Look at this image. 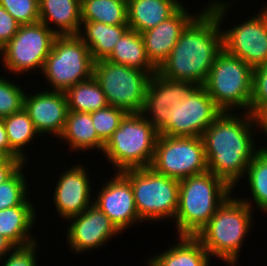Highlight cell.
Returning <instances> with one entry per match:
<instances>
[{"label": "cell", "instance_id": "obj_1", "mask_svg": "<svg viewBox=\"0 0 267 266\" xmlns=\"http://www.w3.org/2000/svg\"><path fill=\"white\" fill-rule=\"evenodd\" d=\"M227 2V3H226ZM211 0L186 26L166 61L157 72L165 78L203 85L223 50L222 25L229 2ZM223 23V24H222Z\"/></svg>", "mask_w": 267, "mask_h": 266}, {"label": "cell", "instance_id": "obj_2", "mask_svg": "<svg viewBox=\"0 0 267 266\" xmlns=\"http://www.w3.org/2000/svg\"><path fill=\"white\" fill-rule=\"evenodd\" d=\"M239 113L222 112L201 136L208 170L233 190L245 177L254 155L262 148L255 145L253 136L254 130L255 133L259 131L256 116L249 112Z\"/></svg>", "mask_w": 267, "mask_h": 266}, {"label": "cell", "instance_id": "obj_3", "mask_svg": "<svg viewBox=\"0 0 267 266\" xmlns=\"http://www.w3.org/2000/svg\"><path fill=\"white\" fill-rule=\"evenodd\" d=\"M233 189L207 171L179 180L178 208L173 222L178 236H197Z\"/></svg>", "mask_w": 267, "mask_h": 266}, {"label": "cell", "instance_id": "obj_4", "mask_svg": "<svg viewBox=\"0 0 267 266\" xmlns=\"http://www.w3.org/2000/svg\"><path fill=\"white\" fill-rule=\"evenodd\" d=\"M230 195L216 210L208 224L197 234L210 257L229 265L239 261L244 239L253 225V210L240 197ZM233 197V198H232Z\"/></svg>", "mask_w": 267, "mask_h": 266}, {"label": "cell", "instance_id": "obj_5", "mask_svg": "<svg viewBox=\"0 0 267 266\" xmlns=\"http://www.w3.org/2000/svg\"><path fill=\"white\" fill-rule=\"evenodd\" d=\"M158 136L141 113H128L104 144L102 154L115 172L147 168L152 164Z\"/></svg>", "mask_w": 267, "mask_h": 266}, {"label": "cell", "instance_id": "obj_6", "mask_svg": "<svg viewBox=\"0 0 267 266\" xmlns=\"http://www.w3.org/2000/svg\"><path fill=\"white\" fill-rule=\"evenodd\" d=\"M252 81L253 69L223 49L202 86L222 112H238L237 109L249 112Z\"/></svg>", "mask_w": 267, "mask_h": 266}, {"label": "cell", "instance_id": "obj_7", "mask_svg": "<svg viewBox=\"0 0 267 266\" xmlns=\"http://www.w3.org/2000/svg\"><path fill=\"white\" fill-rule=\"evenodd\" d=\"M122 173L130 180L142 223L174 220L178 208L179 180L158 174L151 167L128 169Z\"/></svg>", "mask_w": 267, "mask_h": 266}, {"label": "cell", "instance_id": "obj_8", "mask_svg": "<svg viewBox=\"0 0 267 266\" xmlns=\"http://www.w3.org/2000/svg\"><path fill=\"white\" fill-rule=\"evenodd\" d=\"M94 63L90 49L78 35L57 36L41 72L52 87L46 89L65 92L92 77Z\"/></svg>", "mask_w": 267, "mask_h": 266}, {"label": "cell", "instance_id": "obj_9", "mask_svg": "<svg viewBox=\"0 0 267 266\" xmlns=\"http://www.w3.org/2000/svg\"><path fill=\"white\" fill-rule=\"evenodd\" d=\"M153 74L105 59L96 61L93 71V77L102 88L108 105L127 113L142 112L147 86Z\"/></svg>", "mask_w": 267, "mask_h": 266}, {"label": "cell", "instance_id": "obj_10", "mask_svg": "<svg viewBox=\"0 0 267 266\" xmlns=\"http://www.w3.org/2000/svg\"><path fill=\"white\" fill-rule=\"evenodd\" d=\"M57 34L42 22L20 25L13 38L1 49L2 64L16 76L41 72Z\"/></svg>", "mask_w": 267, "mask_h": 266}, {"label": "cell", "instance_id": "obj_11", "mask_svg": "<svg viewBox=\"0 0 267 266\" xmlns=\"http://www.w3.org/2000/svg\"><path fill=\"white\" fill-rule=\"evenodd\" d=\"M150 167L177 180L209 171L202 137L159 135Z\"/></svg>", "mask_w": 267, "mask_h": 266}, {"label": "cell", "instance_id": "obj_12", "mask_svg": "<svg viewBox=\"0 0 267 266\" xmlns=\"http://www.w3.org/2000/svg\"><path fill=\"white\" fill-rule=\"evenodd\" d=\"M250 17L221 30L223 49L254 69L267 64V6Z\"/></svg>", "mask_w": 267, "mask_h": 266}, {"label": "cell", "instance_id": "obj_13", "mask_svg": "<svg viewBox=\"0 0 267 266\" xmlns=\"http://www.w3.org/2000/svg\"><path fill=\"white\" fill-rule=\"evenodd\" d=\"M197 86L188 81L165 78L156 72L149 80L141 114L162 135L173 124L178 101L188 97Z\"/></svg>", "mask_w": 267, "mask_h": 266}, {"label": "cell", "instance_id": "obj_14", "mask_svg": "<svg viewBox=\"0 0 267 266\" xmlns=\"http://www.w3.org/2000/svg\"><path fill=\"white\" fill-rule=\"evenodd\" d=\"M177 104L173 124L162 135L201 137L222 113L202 85L197 86L188 97Z\"/></svg>", "mask_w": 267, "mask_h": 266}, {"label": "cell", "instance_id": "obj_15", "mask_svg": "<svg viewBox=\"0 0 267 266\" xmlns=\"http://www.w3.org/2000/svg\"><path fill=\"white\" fill-rule=\"evenodd\" d=\"M68 220L69 228L65 230L67 247L76 255L99 249L121 234L110 218L94 204Z\"/></svg>", "mask_w": 267, "mask_h": 266}, {"label": "cell", "instance_id": "obj_16", "mask_svg": "<svg viewBox=\"0 0 267 266\" xmlns=\"http://www.w3.org/2000/svg\"><path fill=\"white\" fill-rule=\"evenodd\" d=\"M110 180L104 182L93 198V204L102 210L121 232L129 230L136 223H142L136 210L130 180L122 173L115 172ZM124 230V231H123Z\"/></svg>", "mask_w": 267, "mask_h": 266}, {"label": "cell", "instance_id": "obj_17", "mask_svg": "<svg viewBox=\"0 0 267 266\" xmlns=\"http://www.w3.org/2000/svg\"><path fill=\"white\" fill-rule=\"evenodd\" d=\"M83 164L79 163L62 170L54 186L53 202L57 214L63 219L79 215L93 204L90 175ZM91 186V187H90Z\"/></svg>", "mask_w": 267, "mask_h": 266}, {"label": "cell", "instance_id": "obj_18", "mask_svg": "<svg viewBox=\"0 0 267 266\" xmlns=\"http://www.w3.org/2000/svg\"><path fill=\"white\" fill-rule=\"evenodd\" d=\"M40 92L24 96L23 108L28 112L40 136L48 133L60 137L63 133L68 113L67 98L64 91L42 89ZM45 90V91H44ZM45 134V135H44Z\"/></svg>", "mask_w": 267, "mask_h": 266}, {"label": "cell", "instance_id": "obj_19", "mask_svg": "<svg viewBox=\"0 0 267 266\" xmlns=\"http://www.w3.org/2000/svg\"><path fill=\"white\" fill-rule=\"evenodd\" d=\"M195 14L190 13L183 5L169 19L141 33L146 55L157 70L170 55L183 30L198 15L196 12Z\"/></svg>", "mask_w": 267, "mask_h": 266}, {"label": "cell", "instance_id": "obj_20", "mask_svg": "<svg viewBox=\"0 0 267 266\" xmlns=\"http://www.w3.org/2000/svg\"><path fill=\"white\" fill-rule=\"evenodd\" d=\"M39 21L57 36L78 35L82 25L81 1L39 0ZM53 24L55 28L50 26Z\"/></svg>", "mask_w": 267, "mask_h": 266}, {"label": "cell", "instance_id": "obj_21", "mask_svg": "<svg viewBox=\"0 0 267 266\" xmlns=\"http://www.w3.org/2000/svg\"><path fill=\"white\" fill-rule=\"evenodd\" d=\"M30 200L27 199L19 206L0 210V235L5 236L15 246H25L38 241V238L32 235V228L37 223V211L34 202Z\"/></svg>", "mask_w": 267, "mask_h": 266}, {"label": "cell", "instance_id": "obj_22", "mask_svg": "<svg viewBox=\"0 0 267 266\" xmlns=\"http://www.w3.org/2000/svg\"><path fill=\"white\" fill-rule=\"evenodd\" d=\"M182 6L179 0H132L127 5L129 28L145 32L169 19Z\"/></svg>", "mask_w": 267, "mask_h": 266}, {"label": "cell", "instance_id": "obj_23", "mask_svg": "<svg viewBox=\"0 0 267 266\" xmlns=\"http://www.w3.org/2000/svg\"><path fill=\"white\" fill-rule=\"evenodd\" d=\"M176 242L147 262L152 266H210V255L196 236H178Z\"/></svg>", "mask_w": 267, "mask_h": 266}, {"label": "cell", "instance_id": "obj_24", "mask_svg": "<svg viewBox=\"0 0 267 266\" xmlns=\"http://www.w3.org/2000/svg\"><path fill=\"white\" fill-rule=\"evenodd\" d=\"M58 139L68 143L69 151L73 152L91 151L95 148L103 152L105 144L96 133L91 113L87 112L68 111L63 133Z\"/></svg>", "mask_w": 267, "mask_h": 266}, {"label": "cell", "instance_id": "obj_25", "mask_svg": "<svg viewBox=\"0 0 267 266\" xmlns=\"http://www.w3.org/2000/svg\"><path fill=\"white\" fill-rule=\"evenodd\" d=\"M84 29V30H83ZM129 25H107L101 22L82 21L78 36L90 49L93 60L106 59Z\"/></svg>", "mask_w": 267, "mask_h": 266}, {"label": "cell", "instance_id": "obj_26", "mask_svg": "<svg viewBox=\"0 0 267 266\" xmlns=\"http://www.w3.org/2000/svg\"><path fill=\"white\" fill-rule=\"evenodd\" d=\"M105 60L138 68L147 73L157 72L146 55L141 33L130 28L117 41L113 51Z\"/></svg>", "mask_w": 267, "mask_h": 266}, {"label": "cell", "instance_id": "obj_27", "mask_svg": "<svg viewBox=\"0 0 267 266\" xmlns=\"http://www.w3.org/2000/svg\"><path fill=\"white\" fill-rule=\"evenodd\" d=\"M68 111L92 113L108 106L102 88L92 76L65 91Z\"/></svg>", "mask_w": 267, "mask_h": 266}, {"label": "cell", "instance_id": "obj_28", "mask_svg": "<svg viewBox=\"0 0 267 266\" xmlns=\"http://www.w3.org/2000/svg\"><path fill=\"white\" fill-rule=\"evenodd\" d=\"M10 148L25 162H28V156L25 154V146L28 147L36 136H40L28 112L22 108L20 111L15 112L2 119ZM27 156V157H26ZM27 160V161H26Z\"/></svg>", "mask_w": 267, "mask_h": 266}, {"label": "cell", "instance_id": "obj_29", "mask_svg": "<svg viewBox=\"0 0 267 266\" xmlns=\"http://www.w3.org/2000/svg\"><path fill=\"white\" fill-rule=\"evenodd\" d=\"M245 180L248 181L250 194L252 195L249 200L246 198L241 199L252 209L253 205L259 211L267 214V149L262 146L259 151L252 158L246 174ZM252 199V200H251ZM252 201V202H251Z\"/></svg>", "mask_w": 267, "mask_h": 266}, {"label": "cell", "instance_id": "obj_30", "mask_svg": "<svg viewBox=\"0 0 267 266\" xmlns=\"http://www.w3.org/2000/svg\"><path fill=\"white\" fill-rule=\"evenodd\" d=\"M81 21L128 25L127 4L120 0H83Z\"/></svg>", "mask_w": 267, "mask_h": 266}, {"label": "cell", "instance_id": "obj_31", "mask_svg": "<svg viewBox=\"0 0 267 266\" xmlns=\"http://www.w3.org/2000/svg\"><path fill=\"white\" fill-rule=\"evenodd\" d=\"M24 163L8 180L0 184V210L23 204L28 199L29 184L26 182ZM28 191V192H27Z\"/></svg>", "mask_w": 267, "mask_h": 266}, {"label": "cell", "instance_id": "obj_32", "mask_svg": "<svg viewBox=\"0 0 267 266\" xmlns=\"http://www.w3.org/2000/svg\"><path fill=\"white\" fill-rule=\"evenodd\" d=\"M127 114L123 109L109 105L92 112L91 118L98 137L106 143Z\"/></svg>", "mask_w": 267, "mask_h": 266}, {"label": "cell", "instance_id": "obj_33", "mask_svg": "<svg viewBox=\"0 0 267 266\" xmlns=\"http://www.w3.org/2000/svg\"><path fill=\"white\" fill-rule=\"evenodd\" d=\"M1 76L3 74L0 75V119H3L23 108L26 91L18 83Z\"/></svg>", "mask_w": 267, "mask_h": 266}, {"label": "cell", "instance_id": "obj_34", "mask_svg": "<svg viewBox=\"0 0 267 266\" xmlns=\"http://www.w3.org/2000/svg\"><path fill=\"white\" fill-rule=\"evenodd\" d=\"M0 5L20 25L39 22V0H0Z\"/></svg>", "mask_w": 267, "mask_h": 266}, {"label": "cell", "instance_id": "obj_35", "mask_svg": "<svg viewBox=\"0 0 267 266\" xmlns=\"http://www.w3.org/2000/svg\"><path fill=\"white\" fill-rule=\"evenodd\" d=\"M267 106V64L253 69L249 113L257 116Z\"/></svg>", "mask_w": 267, "mask_h": 266}, {"label": "cell", "instance_id": "obj_36", "mask_svg": "<svg viewBox=\"0 0 267 266\" xmlns=\"http://www.w3.org/2000/svg\"><path fill=\"white\" fill-rule=\"evenodd\" d=\"M39 242L35 241L25 246H16L1 261V266H38L37 249Z\"/></svg>", "mask_w": 267, "mask_h": 266}, {"label": "cell", "instance_id": "obj_37", "mask_svg": "<svg viewBox=\"0 0 267 266\" xmlns=\"http://www.w3.org/2000/svg\"><path fill=\"white\" fill-rule=\"evenodd\" d=\"M20 24L0 5V49L16 34Z\"/></svg>", "mask_w": 267, "mask_h": 266}, {"label": "cell", "instance_id": "obj_38", "mask_svg": "<svg viewBox=\"0 0 267 266\" xmlns=\"http://www.w3.org/2000/svg\"><path fill=\"white\" fill-rule=\"evenodd\" d=\"M25 162L21 158L7 157L0 163V184L8 180Z\"/></svg>", "mask_w": 267, "mask_h": 266}, {"label": "cell", "instance_id": "obj_39", "mask_svg": "<svg viewBox=\"0 0 267 266\" xmlns=\"http://www.w3.org/2000/svg\"><path fill=\"white\" fill-rule=\"evenodd\" d=\"M0 151L7 157L20 158L11 148L7 138L6 129L2 119H0Z\"/></svg>", "mask_w": 267, "mask_h": 266}, {"label": "cell", "instance_id": "obj_40", "mask_svg": "<svg viewBox=\"0 0 267 266\" xmlns=\"http://www.w3.org/2000/svg\"><path fill=\"white\" fill-rule=\"evenodd\" d=\"M16 246L5 236L0 235V262Z\"/></svg>", "mask_w": 267, "mask_h": 266}, {"label": "cell", "instance_id": "obj_41", "mask_svg": "<svg viewBox=\"0 0 267 266\" xmlns=\"http://www.w3.org/2000/svg\"><path fill=\"white\" fill-rule=\"evenodd\" d=\"M259 129L267 132V106L256 116Z\"/></svg>", "mask_w": 267, "mask_h": 266}, {"label": "cell", "instance_id": "obj_42", "mask_svg": "<svg viewBox=\"0 0 267 266\" xmlns=\"http://www.w3.org/2000/svg\"><path fill=\"white\" fill-rule=\"evenodd\" d=\"M6 158L7 156L2 151H0V163H2Z\"/></svg>", "mask_w": 267, "mask_h": 266}, {"label": "cell", "instance_id": "obj_43", "mask_svg": "<svg viewBox=\"0 0 267 266\" xmlns=\"http://www.w3.org/2000/svg\"><path fill=\"white\" fill-rule=\"evenodd\" d=\"M120 1H122L128 5L132 0H120Z\"/></svg>", "mask_w": 267, "mask_h": 266}, {"label": "cell", "instance_id": "obj_44", "mask_svg": "<svg viewBox=\"0 0 267 266\" xmlns=\"http://www.w3.org/2000/svg\"><path fill=\"white\" fill-rule=\"evenodd\" d=\"M265 135L267 136V132L265 133ZM262 146L267 149V146H264V145H262Z\"/></svg>", "mask_w": 267, "mask_h": 266}]
</instances>
